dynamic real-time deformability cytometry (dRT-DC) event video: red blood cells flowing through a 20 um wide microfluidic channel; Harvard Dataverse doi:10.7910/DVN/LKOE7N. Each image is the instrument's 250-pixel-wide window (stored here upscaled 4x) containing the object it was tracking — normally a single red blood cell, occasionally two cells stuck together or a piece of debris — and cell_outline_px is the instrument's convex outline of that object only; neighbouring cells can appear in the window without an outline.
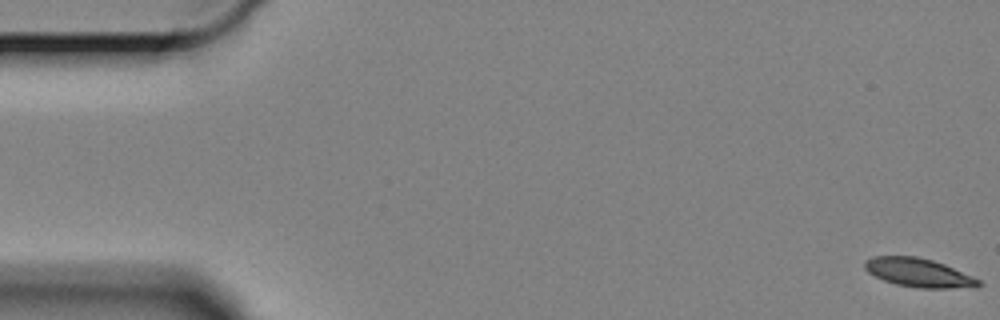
{"species": "Egyptian fruit bat (a non-hibernating species)", "species_latin": "Rousettus aegyptiacus", "temperature_condition": "cold", "stored_images_in_passage": 61, "camera_frame_rate_fps": 3000, "um_per_image_px": 0.085, "animal": {"sex": "female"}, "frame": {"image": 1, "passage_image": 1, "time_ms": 0.0, "image_size_px": [1000, 320], "cell_outline_px": [[984, 284], [976, 288], [916, 288], [896, 284], [884, 280], [868, 272], [864, 268], [864, 260], [872, 256], [916, 256], [932, 260], [944, 264], [972, 276], [980, 280]], "centroid_in_image_um": [78.11, 23.19], "position_along_channel_um": 6.9, "area_um2": 19.19}}
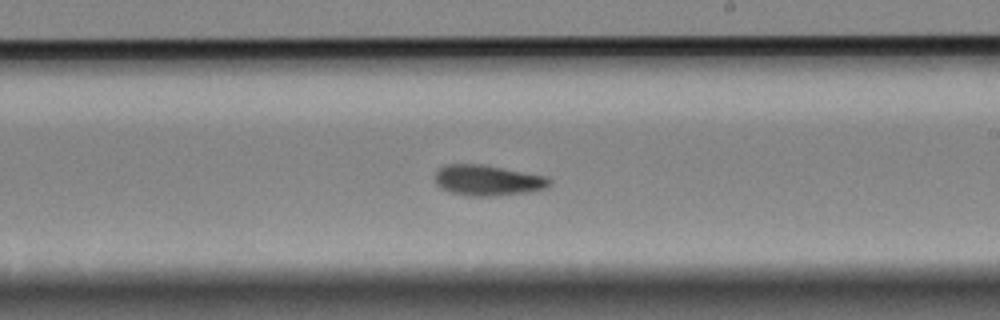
{"frame": {"image": 2, "passage_image": 35, "time_ms": 11.333, "image_size_px": [1000, 320], "cell_outline_px": [[552, 184], [544, 188], [528, 192], [496, 196], [468, 196], [452, 192], [440, 188], [436, 184], [432, 176], [436, 168], [444, 164], [484, 164], [548, 176], [552, 180]], "centroid_in_image_um": [41.41, 15.31], "position_along_channel_um": 247.6, "area_um2": 20.98}}
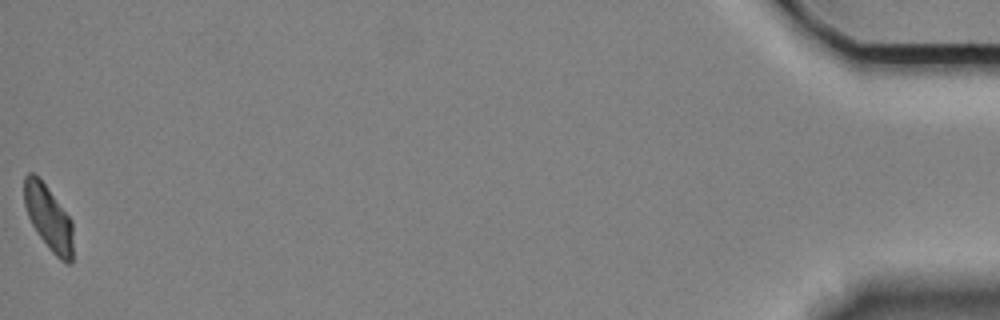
{"frame": {"image": 3, "passage_image": 61, "time_ms": 20.0, "image_size_px": [1000, 320], "cell_outline_px": [[72, 264], [68, 264], [60, 260], [52, 252], [36, 232], [28, 216], [24, 204], [24, 176], [28, 172], [32, 172], [44, 184], [72, 220]], "centroid_in_image_um": [4.12, 18.54], "position_along_channel_um": 431.1, "area_um2": 18.26}, "authors_computed_cell_mechanics": {"area_um2": 19.941, "velocity_mm_per_s": 3.2589, "shape_relaxation_time_tau1_ms": 6.0485, "shape_relaxation_time_tau2_ms": 5.4724, "deformation_change_tau1": 0.1619, "deformation_change_tau2": 0.0985}}